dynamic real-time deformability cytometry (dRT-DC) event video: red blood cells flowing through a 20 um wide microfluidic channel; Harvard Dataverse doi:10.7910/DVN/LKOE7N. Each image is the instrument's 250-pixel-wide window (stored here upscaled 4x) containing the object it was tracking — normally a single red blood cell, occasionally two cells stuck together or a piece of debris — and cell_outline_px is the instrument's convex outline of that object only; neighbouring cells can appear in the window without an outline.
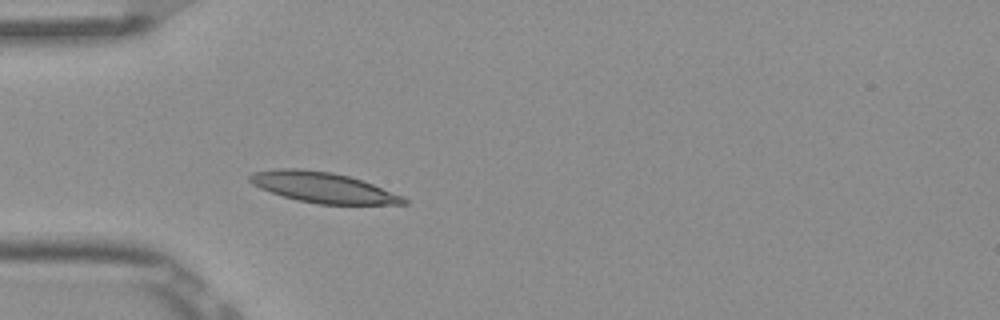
{"species": "Egyptian fruit bat (a non-hibernating species)", "species_latin": "Rousettus aegyptiacus", "temperature_condition": "room temperature", "stored_images_in_passage": 4, "camera_frame_rate_fps": 3000, "um_per_image_px": 0.085, "frame": {"image": 1, "passage_image": 4, "time_ms": 1.0, "image_size_px": [1000, 320], "cell_outline_px": [[408, 204], [320, 204], [300, 200], [284, 196], [260, 188], [252, 184], [248, 180], [248, 176], [252, 172], [280, 168], [300, 168], [332, 172], [348, 176], [372, 184], [404, 196], [408, 200]], "centroid_in_image_um": [27.44, 15.92], "position_along_channel_um": 57.6, "area_um2": 27.11}}